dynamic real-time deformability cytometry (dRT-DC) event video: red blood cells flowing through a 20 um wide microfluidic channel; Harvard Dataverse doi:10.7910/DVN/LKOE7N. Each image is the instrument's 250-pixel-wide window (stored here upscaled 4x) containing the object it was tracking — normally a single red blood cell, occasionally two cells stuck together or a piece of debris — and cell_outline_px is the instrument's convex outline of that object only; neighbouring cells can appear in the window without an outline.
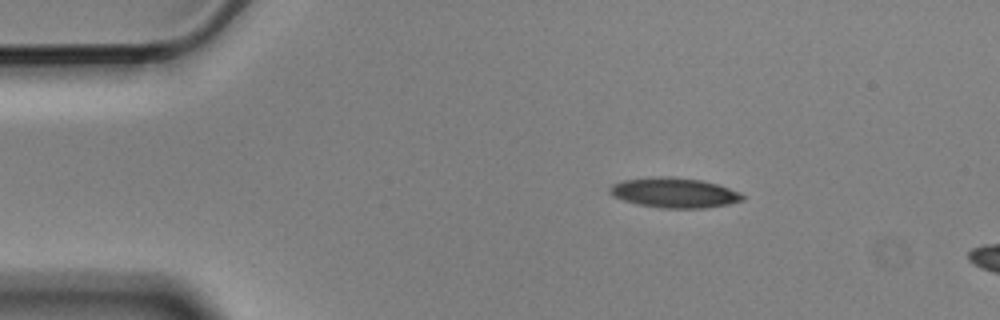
{"species": "Egyptian fruit bat (a non-hibernating species)", "species_latin": "Rousettus aegyptiacus", "temperature_condition": "cold", "stored_images_in_passage": 4, "camera_frame_rate_fps": 3000, "um_per_image_px": 0.085, "animal": {"sex": "male"}, "frame": {"image": 1, "passage_image": 2, "time_ms": 0.333, "image_size_px": [1000, 320], "cell_outline_px": [[744, 200], [728, 204], [704, 208], [660, 208], [636, 204], [612, 196], [608, 192], [608, 188], [612, 184], [624, 180], [648, 176], [672, 176], [700, 180], [716, 184], [740, 192], [744, 196]], "centroid_in_image_um": [57.26, 16.37], "position_along_channel_um": 27.7, "area_um2": 23.41}}